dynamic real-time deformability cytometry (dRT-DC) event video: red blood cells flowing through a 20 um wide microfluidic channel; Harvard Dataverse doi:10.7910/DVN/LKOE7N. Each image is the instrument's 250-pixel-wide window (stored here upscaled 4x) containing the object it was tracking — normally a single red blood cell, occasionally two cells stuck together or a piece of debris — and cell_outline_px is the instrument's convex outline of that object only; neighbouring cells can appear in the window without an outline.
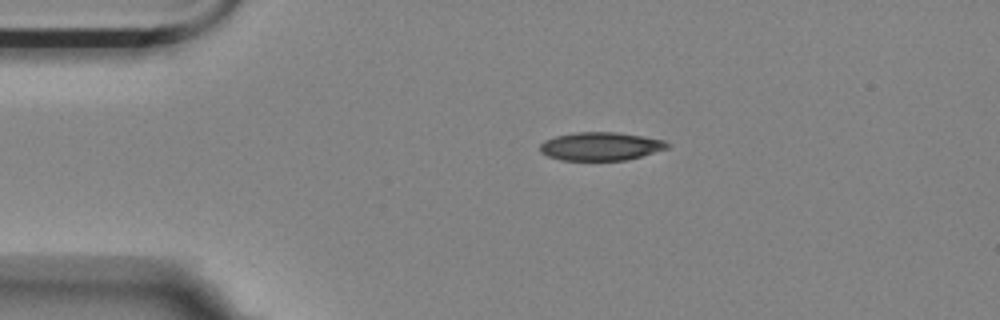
{"species": "Egyptian fruit bat (a non-hibernating species)", "species_latin": "Rousettus aegyptiacus", "temperature_condition": "room temperature", "stored_images_in_passage": 46, "camera_frame_rate_fps": 3000, "um_per_image_px": 0.085, "animal": {"sex": "female"}, "frame": {"image": 1, "passage_image": 1, "time_ms": 0.0, "image_size_px": [1000, 320], "cell_outline_px": [[672, 144], [668, 148], [628, 160], [560, 160], [548, 156], [540, 152], [540, 144], [544, 140], [556, 136], [576, 132], [616, 132], [644, 136], [664, 140]], "centroid_in_image_um": [51.07, 12.43], "position_along_channel_um": 33.9, "area_um2": 21.1}}
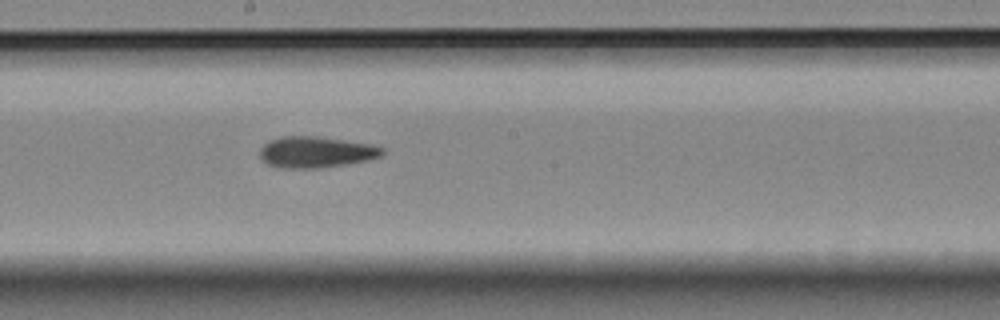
{"frame": {"image": 2, "passage_image": 20, "time_ms": 6.333, "image_size_px": [1000, 320], "cell_outline_px": [[384, 156], [368, 160], [320, 168], [280, 168], [268, 164], [260, 160], [260, 148], [268, 140], [280, 136], [320, 136], [372, 144], [384, 148]], "centroid_in_image_um": [26.85, 12.92], "position_along_channel_um": 221.3, "area_um2": 22.6}}
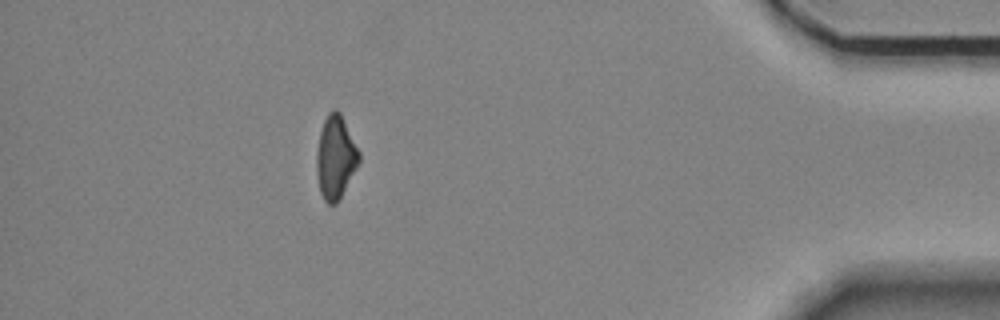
{"frame": {"image": 3, "passage_image": 40, "time_ms": 13.0, "image_size_px": [1000, 320], "cell_outline_px": [[360, 160], [340, 200], [336, 204], [328, 204], [324, 200], [320, 192], [316, 172], [316, 152], [320, 132], [324, 120], [328, 112], [332, 108], [336, 108], [340, 112], [360, 152]], "centroid_in_image_um": [28.51, 13.37], "position_along_channel_um": 406.7, "area_um2": 20.75}, "authors_computed_cell_mechanics": {"area_um2": 21.5883, "velocity_mm_per_s": 3.5296, "shape_relaxation_time_tau1_ms": 7.7175, "shape_relaxation_time_tau2_ms": 4.4235, "deformation_change_tau1": 0.1961, "deformation_change_tau2": 0.1406}}